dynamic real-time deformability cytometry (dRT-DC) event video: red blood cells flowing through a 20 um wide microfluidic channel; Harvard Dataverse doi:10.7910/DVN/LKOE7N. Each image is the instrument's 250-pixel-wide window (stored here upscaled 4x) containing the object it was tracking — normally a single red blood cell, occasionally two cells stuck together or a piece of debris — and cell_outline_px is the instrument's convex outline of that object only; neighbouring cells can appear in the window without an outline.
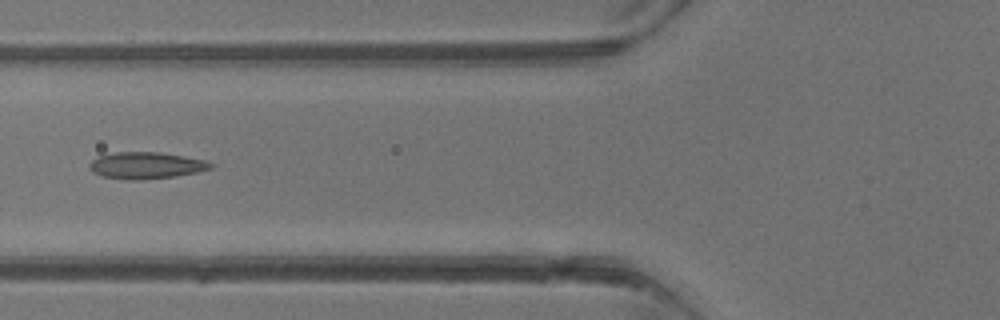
{"species": "common noctule bat (a hibernating species)", "species_latin": "Nyctalus noctula", "temperature_condition": "warm", "stored_images_in_passage": 5, "camera_frame_rate_fps": 3000, "um_per_image_px": 0.085, "animal": {"sex": "male", "body_mass_g": 13.3}, "frame": {"image": 1, "passage_image": 5, "time_ms": 4.667, "image_size_px": [1000, 320], "cell_outline_px": [[216, 164], [212, 168], [196, 172], [176, 176], [136, 180], [128, 180], [100, 176], [92, 172], [88, 168], [88, 164], [92, 160], [100, 156], [116, 152], [160, 152], [204, 160]], "centroid_in_image_um": [12.39, 14.07], "position_along_channel_um": 113.4, "area_um2": 18.84}}